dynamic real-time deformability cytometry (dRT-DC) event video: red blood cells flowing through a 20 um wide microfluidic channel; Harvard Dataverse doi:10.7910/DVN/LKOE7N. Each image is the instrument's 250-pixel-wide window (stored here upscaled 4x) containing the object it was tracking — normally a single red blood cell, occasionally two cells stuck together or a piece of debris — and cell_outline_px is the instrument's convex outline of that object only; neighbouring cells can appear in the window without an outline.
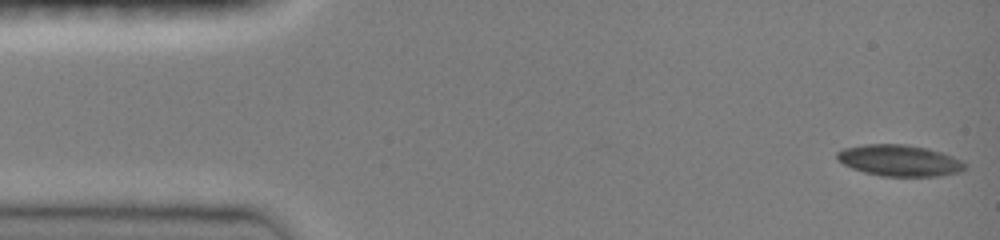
{"species": "common noctule bat (a hibernating species)", "species_latin": "Nyctalus noctula", "temperature_condition": "room temperature", "stored_images_in_passage": 10, "camera_frame_rate_fps": 3000, "um_per_image_px": 0.085, "animal": {"sex": "female", "body_mass_g": 19.0, "forearm_length_mm": 51.5}, "frame": {"image": 1, "passage_image": 1, "time_ms": 0.0, "image_size_px": [1000, 240], "cell_outline_px": [[968, 168], [956, 172], [936, 176], [880, 176], [864, 172], [852, 168], [836, 160], [836, 152], [844, 148], [864, 144], [908, 144], [928, 148], [964, 160], [968, 164]], "centroid_in_image_um": [76.46, 13.63], "position_along_channel_um": 8.5, "area_um2": 23.52}}
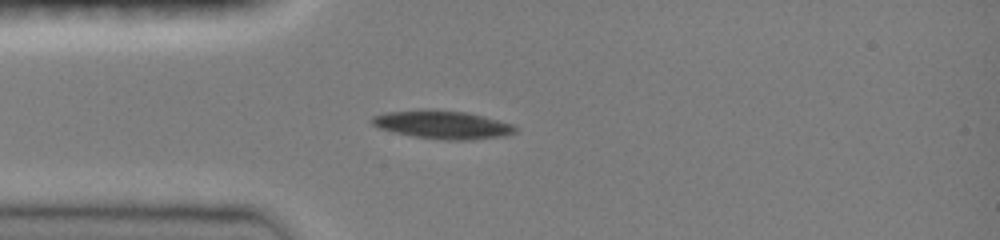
{"frame": {"image": 2, "passage_image": 7, "time_ms": 3.667, "image_size_px": [1000, 240], "cell_outline_px": [[516, 132], [508, 136], [472, 140], [444, 140], [412, 136], [380, 128], [372, 124], [368, 120], [372, 116], [384, 112], [424, 108], [468, 112], [484, 116], [512, 124], [516, 128]], "centroid_in_image_um": [37.6, 10.58], "position_along_channel_um": 47.4, "area_um2": 24.04}}
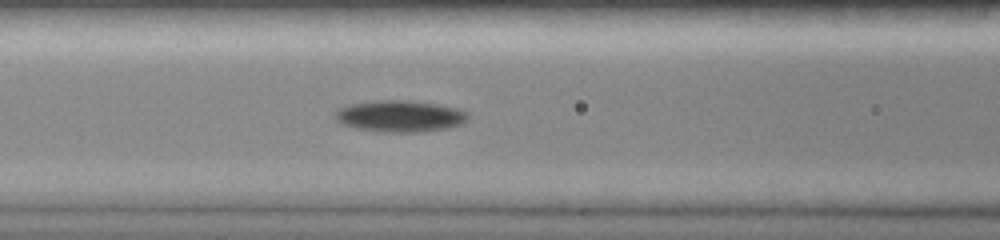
{"frame": {"image": 3, "passage_image": 10, "time_ms": 6.0, "image_size_px": [1000, 240], "cell_outline_px": [[468, 120], [460, 124], [444, 128], [420, 132], [384, 132], [356, 128], [344, 124], [336, 120], [332, 116], [336, 108], [348, 104], [376, 100], [408, 100], [436, 104], [460, 108], [468, 112]], "centroid_in_image_um": [33.96, 9.86], "position_along_channel_um": 132.6, "area_um2": 24.62}}